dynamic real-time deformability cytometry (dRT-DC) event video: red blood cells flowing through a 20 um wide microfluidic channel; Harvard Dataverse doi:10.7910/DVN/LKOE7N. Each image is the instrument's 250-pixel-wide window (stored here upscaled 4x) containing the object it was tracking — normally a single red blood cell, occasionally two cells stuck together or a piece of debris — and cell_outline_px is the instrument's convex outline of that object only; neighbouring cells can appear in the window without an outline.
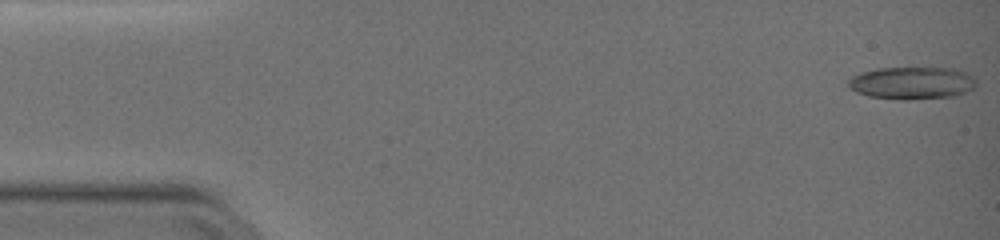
{"species": "common noctule bat (a hibernating species)", "species_latin": "Nyctalus noctula", "temperature_condition": "warm", "stored_images_in_passage": 51, "camera_frame_rate_fps": 3000, "um_per_image_px": 0.085, "animal": {"sex": "female", "body_mass_g": 19.0, "forearm_length_mm": 51.5}, "frame": {"image": 1, "passage_image": 1, "time_ms": 0.0, "image_size_px": [1000, 240], "cell_outline_px": [[976, 84], [972, 88], [964, 92], [952, 96], [904, 100], [900, 100], [868, 96], [856, 92], [848, 84], [848, 80], [852, 76], [860, 72], [876, 68], [952, 68], [964, 72], [972, 76], [976, 80]], "centroid_in_image_um": [77.48, 7.05], "position_along_channel_um": 7.5, "area_um2": 24.04}}
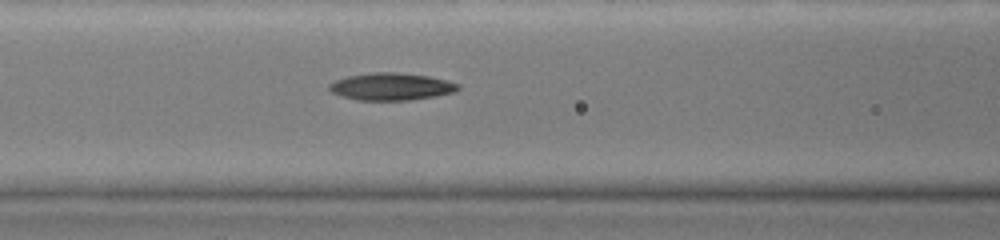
{"frame": {"image": 2, "passage_image": 22, "time_ms": 7.0, "image_size_px": [1000, 240], "cell_outline_px": [[460, 88], [456, 92], [436, 96], [408, 100], [356, 100], [332, 92], [328, 88], [328, 84], [336, 80], [348, 76], [376, 72], [396, 72], [428, 76], [460, 84]], "centroid_in_image_um": [33.27, 7.36], "position_along_channel_um": 133.3, "area_um2": 20.35}}
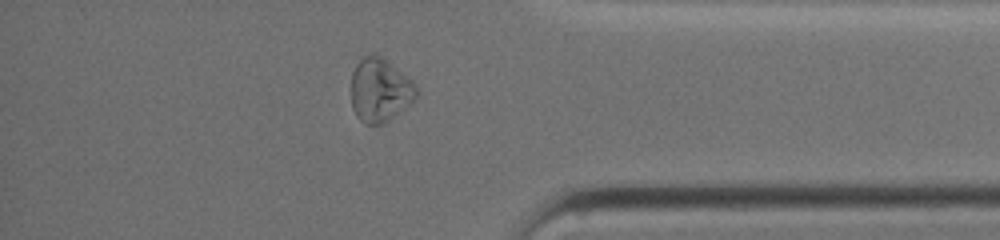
{"frame": {"image": 3, "passage_image": 44, "time_ms": 14.333, "image_size_px": [1000, 240], "cell_outline_px": [[416, 96], [412, 100], [388, 120], [380, 124], [364, 124], [356, 116], [352, 108], [352, 72], [356, 64], [364, 56], [372, 52], [376, 52], [384, 56], [412, 80], [416, 84]], "centroid_in_image_um": [32.26, 7.59], "position_along_channel_um": 402.9, "area_um2": 24.16}, "authors_computed_cell_mechanics": {"area_um2": 21.2126, "velocity_mm_per_s": 3.7807, "shape_relaxation_time_tau1_ms": null, "shape_relaxation_time_tau2_ms": 7.9937, "deformation_change_tau1": null, "deformation_change_tau2": 0.16}}